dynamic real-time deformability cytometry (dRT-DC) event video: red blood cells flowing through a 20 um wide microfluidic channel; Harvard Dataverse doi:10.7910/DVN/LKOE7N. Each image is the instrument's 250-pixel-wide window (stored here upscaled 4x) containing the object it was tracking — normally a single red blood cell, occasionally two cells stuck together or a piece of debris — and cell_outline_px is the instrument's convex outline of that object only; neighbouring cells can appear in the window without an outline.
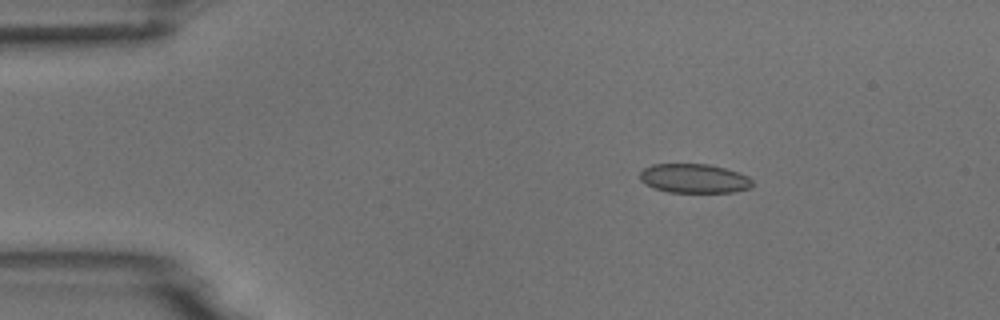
{"species": "common noctule bat (a hibernating species)", "species_latin": "Nyctalus noctula", "temperature_condition": "room temperature", "stored_images_in_passage": 5, "camera_frame_rate_fps": 3000, "um_per_image_px": 0.085, "animal": {"sex": "male", "body_mass_g": 18.8}, "frame": {"image": 1, "passage_image": 3, "time_ms": 2.333, "image_size_px": [1000, 320], "cell_outline_px": [[752, 188], [732, 192], [668, 192], [652, 188], [644, 184], [640, 180], [640, 172], [644, 168], [652, 164], [708, 164], [740, 172], [748, 176], [752, 180]], "centroid_in_image_um": [58.99, 15.17], "position_along_channel_um": 26.0, "area_um2": 19.31}}